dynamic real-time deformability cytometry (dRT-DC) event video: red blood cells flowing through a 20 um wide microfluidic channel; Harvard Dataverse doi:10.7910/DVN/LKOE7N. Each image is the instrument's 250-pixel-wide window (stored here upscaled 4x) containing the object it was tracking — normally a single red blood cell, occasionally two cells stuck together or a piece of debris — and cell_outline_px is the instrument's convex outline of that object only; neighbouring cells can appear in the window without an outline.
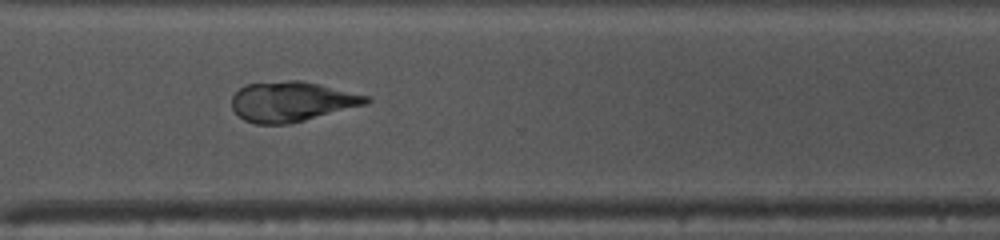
{"species": "common noctule bat (a hibernating species)", "species_latin": "Nyctalus noctula", "temperature_condition": "warm", "stored_images_in_passage": 48, "segment_of_instrument_passage": [2, 2], "camera_frame_rate_fps": 3000, "um_per_image_px": 0.085, "animal": {"sex": "female", "body_mass_g": 10.0, "forearm_length_mm": 53.1}, "frame": {"image": 1, "passage_image": 36, "time_ms": 11.667, "image_size_px": [1000, 240], "cell_outline_px": [[372, 100], [368, 104], [288, 124], [256, 124], [244, 120], [232, 108], [232, 96], [244, 84], [288, 80], [300, 80], [320, 84], [368, 96]], "centroid_in_image_um": [24.8, 8.63], "position_along_channel_um": 345.8, "area_um2": 31.27}}